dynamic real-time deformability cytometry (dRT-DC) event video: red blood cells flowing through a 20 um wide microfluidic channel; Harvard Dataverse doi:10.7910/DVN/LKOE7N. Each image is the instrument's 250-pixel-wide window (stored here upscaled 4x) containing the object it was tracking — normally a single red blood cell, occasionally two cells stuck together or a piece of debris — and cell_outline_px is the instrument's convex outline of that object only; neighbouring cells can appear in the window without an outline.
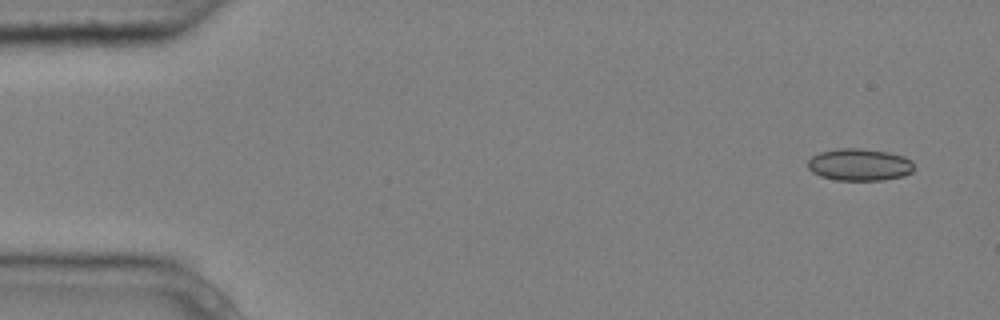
{"species": "common noctule bat (a hibernating species)", "species_latin": "Nyctalus noctula", "temperature_condition": "cold", "stored_images_in_passage": 7, "camera_frame_rate_fps": 3000, "um_per_image_px": 0.085, "animal": {"sex": "male", "body_mass_g": 20.4}, "frame": {"image": 1, "passage_image": 1, "time_ms": 0.0, "image_size_px": [1000, 320], "cell_outline_px": [[912, 172], [904, 176], [884, 180], [836, 180], [820, 176], [812, 172], [808, 168], [808, 160], [812, 156], [820, 152], [836, 148], [864, 148], [888, 152], [904, 156], [912, 160]], "centroid_in_image_um": [73.05, 13.99], "position_along_channel_um": 12.0, "area_um2": 20.06}}
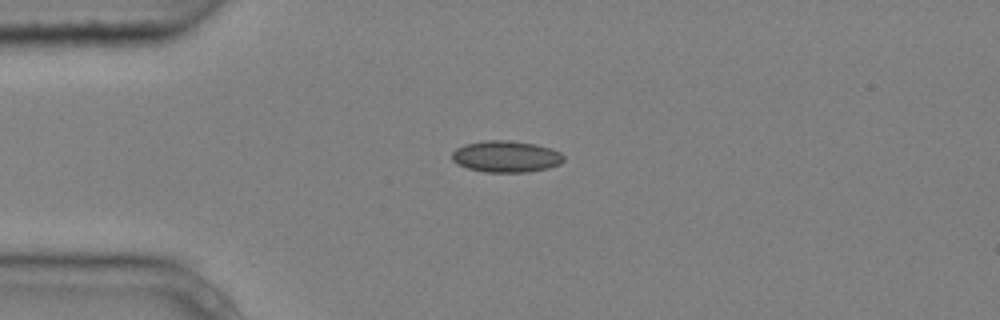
{"frame": {"image": 2, "passage_image": 4, "time_ms": 1.0, "image_size_px": [1000, 320], "cell_outline_px": [[564, 160], [560, 164], [548, 168], [528, 172], [484, 172], [468, 168], [456, 164], [452, 160], [452, 152], [456, 148], [464, 144], [484, 140], [512, 140], [536, 144], [552, 148], [560, 152], [564, 156]], "centroid_in_image_um": [43.01, 13.29], "position_along_channel_um": 42.0, "area_um2": 20.81}}
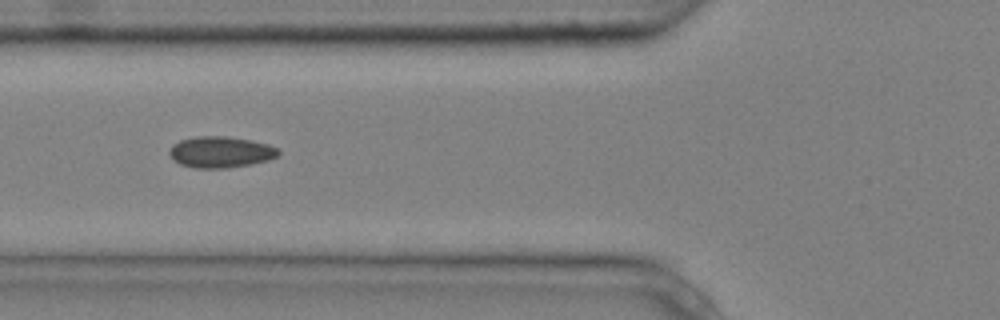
{"frame": {"image": 3, "passage_image": 6, "time_ms": 1.667, "image_size_px": [1000, 320], "cell_outline_px": [[280, 152], [276, 156], [268, 160], [252, 164], [228, 168], [192, 168], [180, 164], [172, 160], [168, 152], [172, 144], [180, 140], [196, 136], [224, 136], [252, 140], [268, 144], [276, 148]], "centroid_in_image_um": [18.71, 12.93], "position_along_channel_um": 107.1, "area_um2": 20.0}}